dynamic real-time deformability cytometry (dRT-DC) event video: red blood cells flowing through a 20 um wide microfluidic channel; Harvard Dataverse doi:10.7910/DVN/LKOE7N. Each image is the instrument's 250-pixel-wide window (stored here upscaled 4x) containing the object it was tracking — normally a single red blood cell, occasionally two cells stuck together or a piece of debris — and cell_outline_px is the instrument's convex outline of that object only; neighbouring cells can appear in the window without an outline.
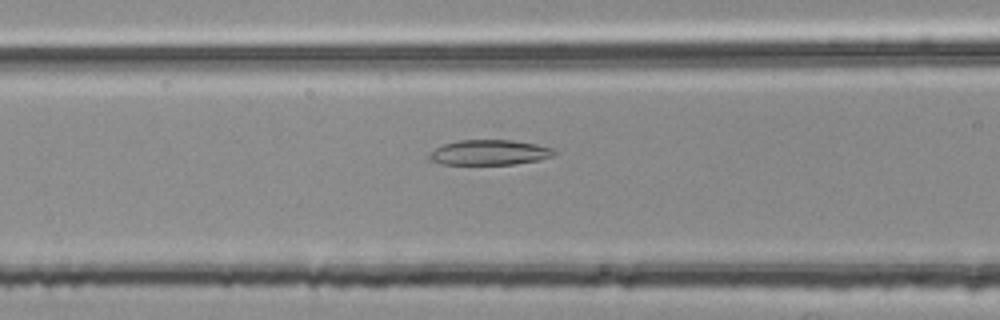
{"species": "common noctule bat (a hibernating species)", "species_latin": "Nyctalus noctula", "temperature_condition": "room temperature", "stored_images_in_passage": 39, "camera_frame_rate_fps": 3000, "um_per_image_px": 0.085, "animal": {"sex": "female", "body_mass_g": 25.1}, "frame": {"image": 1, "passage_image": 7, "time_ms": 2.0, "image_size_px": [1000, 320], "cell_outline_px": [[556, 152], [552, 156], [540, 160], [512, 164], [440, 164], [432, 160], [428, 156], [428, 152], [444, 144], [460, 140], [512, 140], [536, 144], [556, 148]], "centroid_in_image_um": [41.63, 12.95], "position_along_channel_um": 125.0, "area_um2": 18.32}}
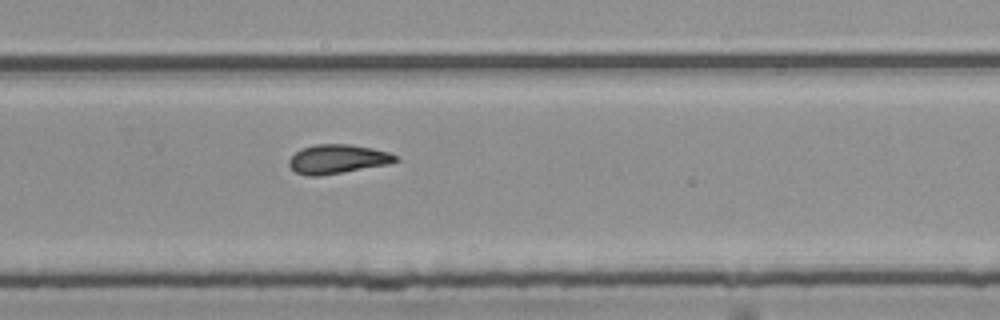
{"frame": {"image": 2, "passage_image": 21, "time_ms": 6.667, "image_size_px": [1000, 320], "cell_outline_px": [[400, 160], [388, 164], [320, 176], [308, 176], [296, 172], [288, 164], [288, 160], [300, 148], [316, 144], [348, 144], [372, 148], [388, 152], [396, 156]], "centroid_in_image_um": [28.67, 13.52], "position_along_channel_um": 301.1, "area_um2": 17.98}}
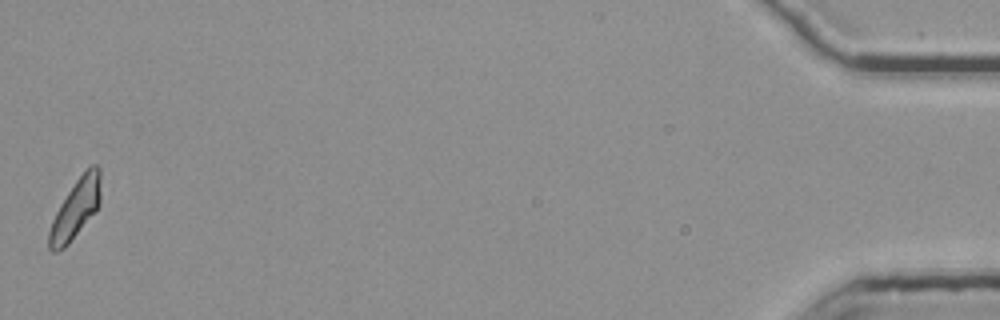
{"frame": {"image": 3, "passage_image": 39, "time_ms": 12.667, "image_size_px": [1000, 320], "cell_outline_px": [[100, 204], [68, 244], [64, 248], [56, 252], [52, 252], [48, 248], [48, 232], [52, 220], [60, 204], [76, 180], [92, 164], [96, 164], [100, 168]], "centroid_in_image_um": [6.4, 17.76], "position_along_channel_um": 428.8, "area_um2": 17.46}, "authors_computed_cell_mechanics": {"area_um2": 17.6868, "velocity_mm_per_s": 3.7783, "shape_relaxation_time_tau1_ms": null, "shape_relaxation_time_tau2_ms": 2.4991, "deformation_change_tau1": null, "deformation_change_tau2": 0.1005}}